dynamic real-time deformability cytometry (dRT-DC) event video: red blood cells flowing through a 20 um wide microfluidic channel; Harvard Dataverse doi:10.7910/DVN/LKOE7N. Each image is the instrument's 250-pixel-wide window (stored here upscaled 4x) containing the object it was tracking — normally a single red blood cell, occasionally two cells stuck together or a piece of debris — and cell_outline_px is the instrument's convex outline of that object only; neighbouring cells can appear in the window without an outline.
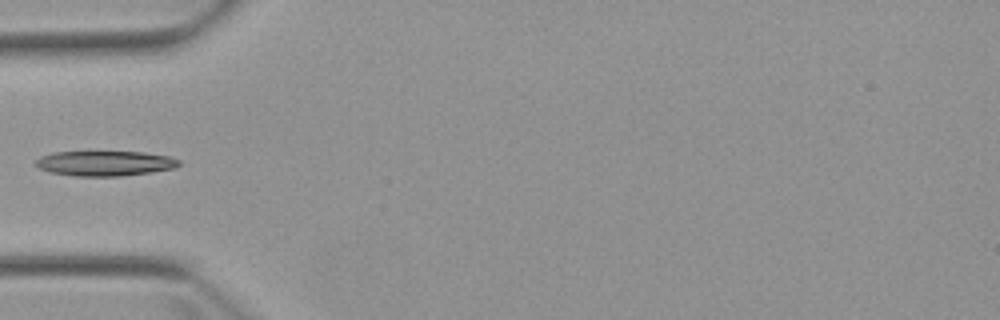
{"species": "Egyptian fruit bat (a non-hibernating species)", "species_latin": "Rousettus aegyptiacus", "temperature_condition": "warm", "stored_images_in_passage": 1, "camera_frame_rate_fps": 3000, "um_per_image_px": 0.085, "animal": {"sex": "female"}, "frame": {"image": 1, "passage_image": 1, "time_ms": 0.0, "image_size_px": [1000, 320], "cell_outline_px": [[180, 164], [176, 168], [120, 176], [76, 176], [48, 172], [40, 168], [36, 164], [36, 160], [40, 156], [52, 152], [144, 152], [168, 156], [180, 160]], "centroid_in_image_um": [8.91, 13.88], "position_along_channel_um": 76.1, "area_um2": 20.81}}